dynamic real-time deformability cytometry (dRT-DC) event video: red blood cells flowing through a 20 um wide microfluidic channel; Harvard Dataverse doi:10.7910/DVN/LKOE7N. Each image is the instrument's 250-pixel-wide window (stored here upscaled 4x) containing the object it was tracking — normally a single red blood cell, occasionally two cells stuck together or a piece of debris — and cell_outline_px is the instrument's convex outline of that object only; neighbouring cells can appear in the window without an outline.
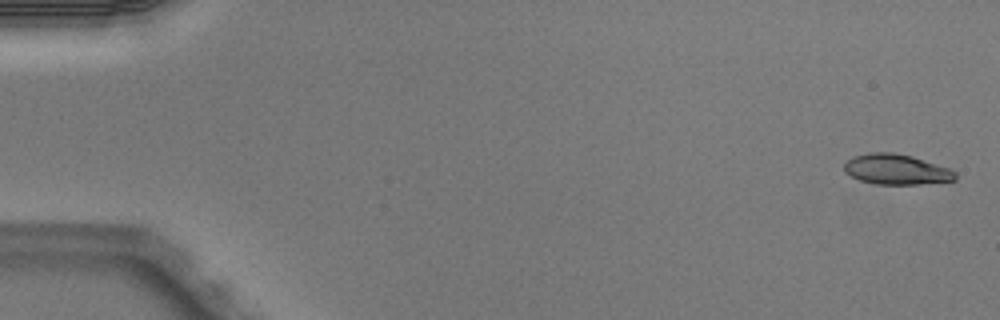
{"species": "Egyptian fruit bat (a non-hibernating species)", "species_latin": "Rousettus aegyptiacus", "temperature_condition": "warm", "stored_images_in_passage": 4, "camera_frame_rate_fps": 3000, "um_per_image_px": 0.085, "animal": {"sex": "male"}, "frame": {"image": 1, "passage_image": 1, "time_ms": 0.0, "image_size_px": [1000, 320], "cell_outline_px": [[956, 180], [920, 184], [876, 184], [860, 180], [844, 172], [844, 164], [852, 156], [868, 152], [892, 152], [912, 156], [952, 168], [956, 172]], "centroid_in_image_um": [76.21, 14.39], "position_along_channel_um": 8.8, "area_um2": 19.83}}